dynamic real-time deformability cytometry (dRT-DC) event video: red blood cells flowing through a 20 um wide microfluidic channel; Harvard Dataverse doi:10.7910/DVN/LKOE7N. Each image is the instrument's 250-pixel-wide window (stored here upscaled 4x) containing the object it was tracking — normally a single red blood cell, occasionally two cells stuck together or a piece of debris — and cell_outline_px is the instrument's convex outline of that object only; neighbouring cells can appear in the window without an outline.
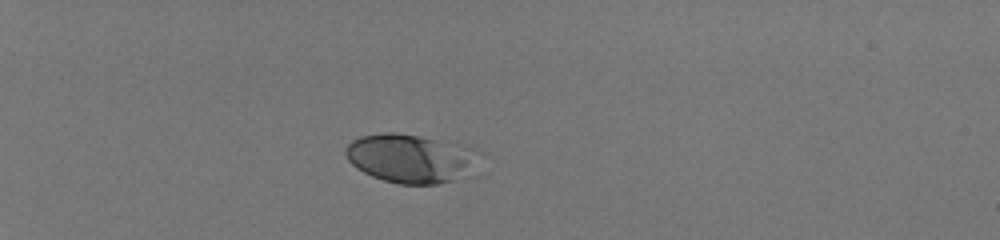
{"species": "human", "species_latin": "Homo sapiens", "temperature_condition": "room temperature", "stored_images_in_passage": 38, "camera_frame_rate_fps": 3000, "um_per_image_px": 0.085, "donor": {"sex": "male"}, "frame": {"image": 1, "passage_image": 1, "time_ms": 0.0, "image_size_px": [1000, 240], "cell_outline_px": [[484, 152], [476, 176], [436, 184], [400, 184], [384, 180], [372, 176], [356, 168], [348, 160], [344, 152], [344, 148], [352, 140], [360, 136], [380, 132], [396, 132], [464, 144], [480, 148]], "centroid_in_image_um": [35.1, 13.46], "position_along_channel_um": 49.9, "area_um2": 39.77}}
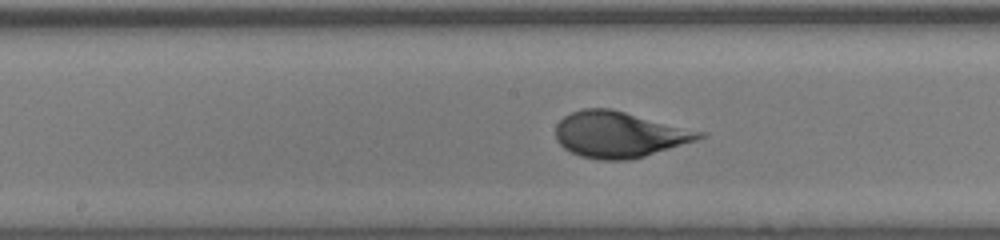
{"frame": {"image": 2, "passage_image": 17, "time_ms": 5.333, "image_size_px": [1000, 240], "cell_outline_px": [[708, 136], [696, 140], [644, 156], [628, 160], [596, 160], [580, 156], [564, 148], [556, 140], [556, 124], [564, 116], [572, 112], [584, 108], [612, 108], [708, 132]], "centroid_in_image_um": [52.66, 11.42], "position_along_channel_um": 195.5, "area_um2": 38.84}}
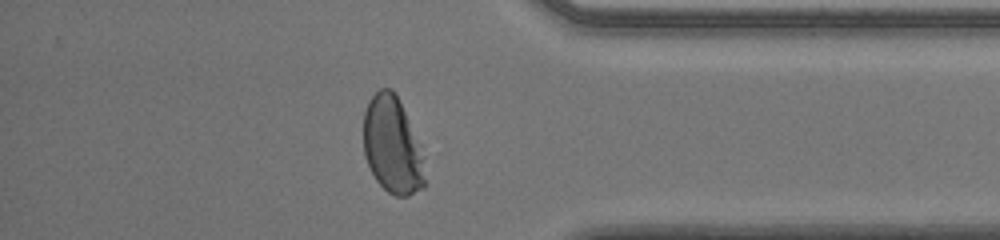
{"frame": {"image": 3, "passage_image": 33, "time_ms": 10.667, "image_size_px": [1000, 240], "cell_outline_px": [[424, 188], [408, 196], [396, 196], [388, 192], [376, 180], [364, 156], [364, 112], [368, 100], [380, 88], [392, 88], [404, 112], [424, 156]], "centroid_in_image_um": [33.33, 12.38], "position_along_channel_um": 401.9, "area_um2": 34.22}}